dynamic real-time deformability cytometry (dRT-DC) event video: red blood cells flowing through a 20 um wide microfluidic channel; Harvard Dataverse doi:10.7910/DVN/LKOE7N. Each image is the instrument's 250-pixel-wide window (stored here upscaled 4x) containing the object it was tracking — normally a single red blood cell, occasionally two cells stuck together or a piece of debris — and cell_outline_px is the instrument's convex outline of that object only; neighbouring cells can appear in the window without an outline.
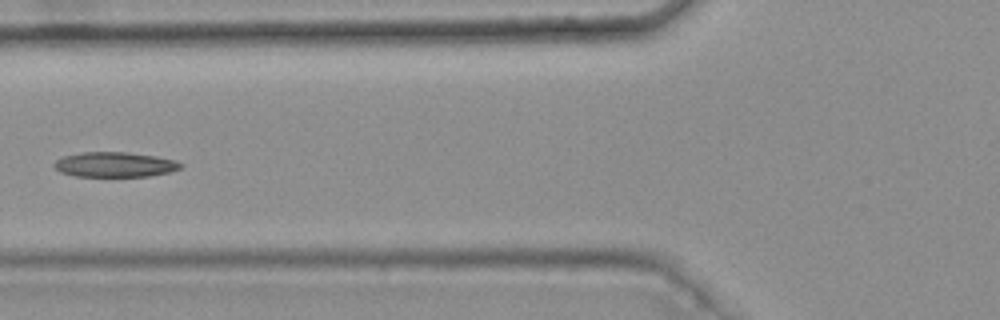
{"species": "common noctule bat (a hibernating species)", "species_latin": "Nyctalus noctula", "temperature_condition": "warm", "stored_images_in_passage": 6, "camera_frame_rate_fps": 3000, "um_per_image_px": 0.085, "animal": {"sex": "female", "body_mass_g": 25.1}, "frame": {"image": 1, "passage_image": 5, "time_ms": 1.333, "image_size_px": [1000, 320], "cell_outline_px": [[184, 164], [180, 168], [168, 172], [148, 176], [76, 176], [60, 172], [52, 164], [56, 160], [64, 156], [84, 152], [128, 152], [156, 156], [176, 160]], "centroid_in_image_um": [9.77, 13.98], "position_along_channel_um": 116.0, "area_um2": 18.32}}
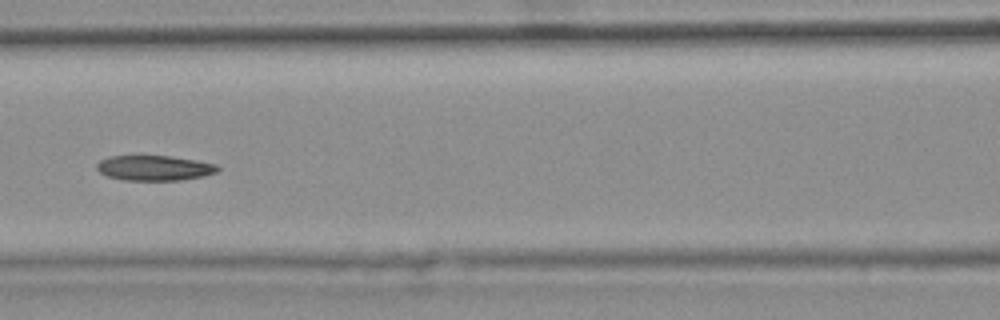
{"frame": {"image": 2, "passage_image": 6, "time_ms": 1.667, "image_size_px": [1000, 320], "cell_outline_px": [[220, 168], [216, 172], [204, 176], [180, 180], [124, 180], [108, 176], [100, 172], [96, 168], [96, 164], [100, 160], [108, 156], [168, 156], [196, 160], [216, 164]], "centroid_in_image_um": [13.11, 14.27], "position_along_channel_um": 153.5, "area_um2": 17.63}}